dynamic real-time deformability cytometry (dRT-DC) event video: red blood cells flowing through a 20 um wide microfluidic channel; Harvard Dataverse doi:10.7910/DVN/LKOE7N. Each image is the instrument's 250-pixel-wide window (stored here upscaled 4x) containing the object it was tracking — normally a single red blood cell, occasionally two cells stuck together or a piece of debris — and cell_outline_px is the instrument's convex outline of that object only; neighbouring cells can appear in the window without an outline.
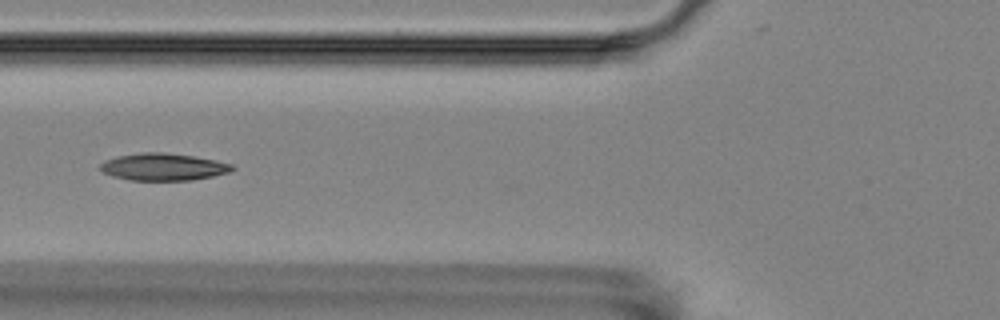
{"species": "Egyptian fruit bat (a non-hibernating species)", "species_latin": "Rousettus aegyptiacus", "temperature_condition": "room temperature", "stored_images_in_passage": 16, "camera_frame_rate_fps": 3000, "um_per_image_px": 0.085, "animal": {"sex": "female"}, "frame": {"image": 1, "passage_image": 6, "time_ms": 6.0, "image_size_px": [1000, 320], "cell_outline_px": [[236, 168], [228, 172], [212, 176], [192, 180], [128, 180], [112, 176], [104, 172], [100, 168], [100, 164], [104, 160], [116, 156], [140, 152], [164, 152], [192, 156], [216, 160], [232, 164]], "centroid_in_image_um": [13.85, 14.18], "position_along_channel_um": 111.9, "area_um2": 20.92}}
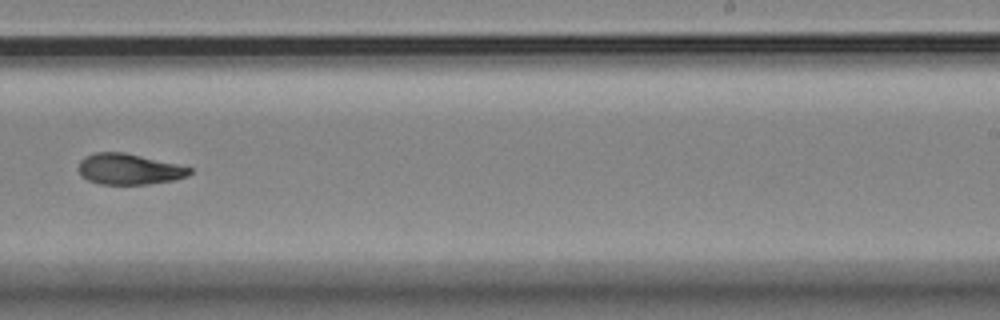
{"frame": {"image": 2, "passage_image": 10, "time_ms": 10.667, "image_size_px": [1000, 320], "cell_outline_px": [[192, 172], [188, 176], [172, 180], [148, 184], [100, 184], [88, 180], [80, 172], [80, 160], [84, 156], [96, 152], [124, 152], [176, 164], [192, 168]], "centroid_in_image_um": [10.97, 14.37], "position_along_channel_um": 278.0, "area_um2": 19.71}}
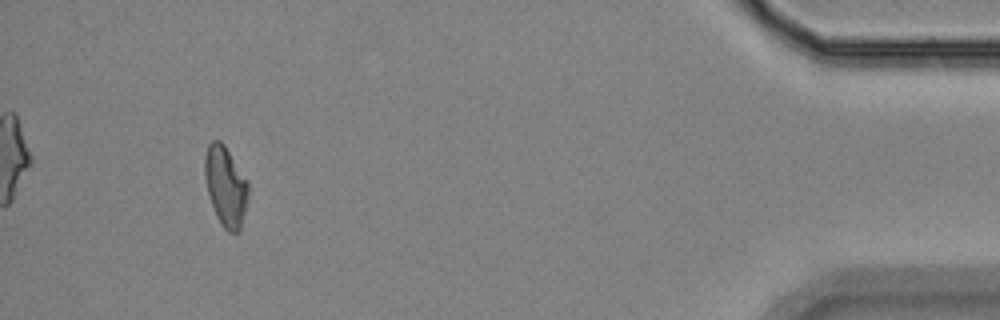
{"frame": {"image": 3, "passage_image": 15, "time_ms": 16.333, "image_size_px": [1000, 320], "cell_outline_px": [[248, 192], [240, 232], [228, 232], [220, 224], [216, 216], [208, 192], [204, 176], [204, 156], [208, 144], [212, 140], [220, 140], [224, 144], [248, 180]], "centroid_in_image_um": [19.16, 15.8], "position_along_channel_um": 416.0, "area_um2": 20.29}, "authors_computed_cell_mechanics": {"area_um2": 20.4034, "velocity_mm_per_s": 3.5704, "shape_relaxation_time_tau1_ms": null, "shape_relaxation_time_tau2_ms": 10.0379, "deformation_change_tau1": null, "deformation_change_tau2": 0.1659}}